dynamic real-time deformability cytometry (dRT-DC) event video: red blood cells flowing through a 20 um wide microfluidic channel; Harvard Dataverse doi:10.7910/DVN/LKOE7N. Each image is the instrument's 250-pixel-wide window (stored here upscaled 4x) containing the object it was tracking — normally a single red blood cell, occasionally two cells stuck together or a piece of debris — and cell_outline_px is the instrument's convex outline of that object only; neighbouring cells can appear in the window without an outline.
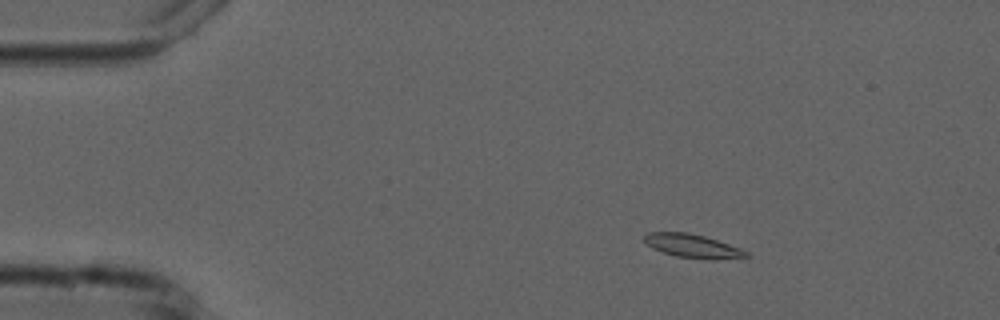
{"species": "common noctule bat (a hibernating species)", "species_latin": "Nyctalus noctula", "temperature_condition": "cold", "stored_images_in_passage": 4, "camera_frame_rate_fps": 3000, "um_per_image_px": 0.085, "animal": {"sex": "male", "forearm_length_mm": 52.5}, "frame": {"image": 1, "passage_image": 2, "time_ms": 1.0, "image_size_px": [1000, 320], "cell_outline_px": [[748, 256], [712, 260], [708, 260], [676, 256], [652, 248], [644, 240], [644, 236], [648, 232], [688, 232], [704, 236], [740, 248], [748, 252]], "centroid_in_image_um": [58.86, 20.91], "position_along_channel_um": 26.1, "area_um2": 13.81}}